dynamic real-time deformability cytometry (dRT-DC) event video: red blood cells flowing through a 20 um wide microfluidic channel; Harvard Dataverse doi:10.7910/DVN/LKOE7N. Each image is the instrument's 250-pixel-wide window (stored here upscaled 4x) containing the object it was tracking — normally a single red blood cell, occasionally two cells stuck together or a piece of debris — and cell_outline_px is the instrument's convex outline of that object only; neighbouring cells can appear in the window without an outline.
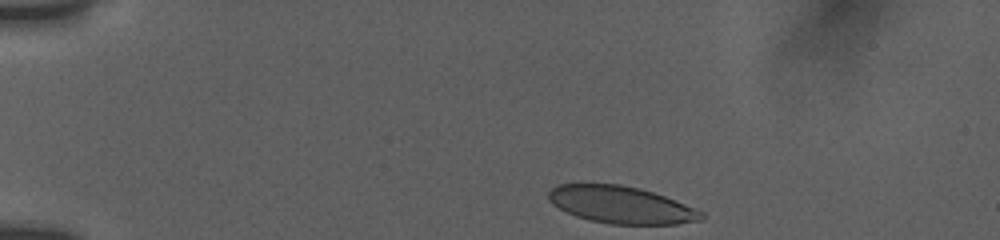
{"species": "human", "species_latin": "Homo sapiens", "temperature_condition": "room temperature", "stored_images_in_passage": 7, "camera_frame_rate_fps": 3000, "um_per_image_px": 0.085, "donor": {"sex": "female"}, "frame": {"image": 1, "passage_image": 1, "time_ms": 0.0, "image_size_px": [1000, 240], "cell_outline_px": [[704, 220], [676, 224], [612, 224], [588, 220], [576, 216], [552, 204], [548, 200], [548, 192], [556, 184], [620, 184], [640, 188], [664, 196], [704, 212]], "centroid_in_image_um": [52.78, 17.41], "position_along_channel_um": 32.2, "area_um2": 33.06}}